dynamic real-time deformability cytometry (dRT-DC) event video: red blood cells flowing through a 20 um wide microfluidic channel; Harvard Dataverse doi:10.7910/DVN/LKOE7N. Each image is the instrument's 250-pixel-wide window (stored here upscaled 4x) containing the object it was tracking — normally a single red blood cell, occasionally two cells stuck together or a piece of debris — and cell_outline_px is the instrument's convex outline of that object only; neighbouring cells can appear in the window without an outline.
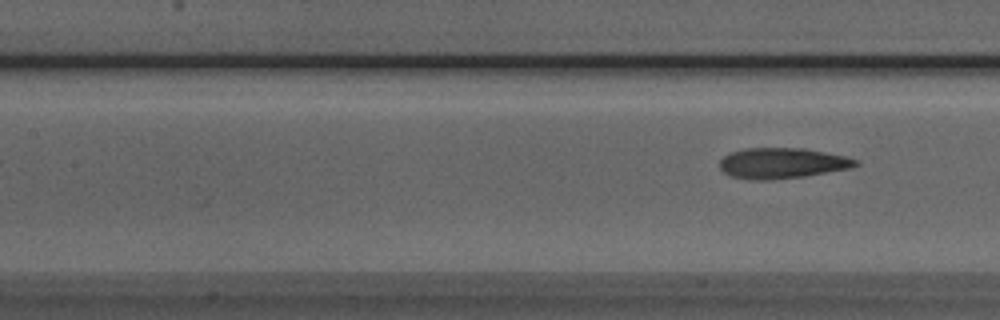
{"species": "Egyptian fruit bat (a non-hibernating species)", "species_latin": "Rousettus aegyptiacus", "temperature_condition": "room temperature", "stored_images_in_passage": 5, "camera_frame_rate_fps": 3000, "um_per_image_px": 0.085, "animal": {"sex": "male"}, "frame": {"image": 1, "passage_image": 5, "time_ms": 4.667, "image_size_px": [1000, 320], "cell_outline_px": [[860, 164], [852, 168], [804, 176], [768, 180], [752, 180], [732, 176], [724, 172], [720, 168], [720, 160], [724, 156], [732, 152], [744, 148], [804, 148], [844, 156], [856, 160]], "centroid_in_image_um": [66.48, 13.87], "position_along_channel_um": 140.9, "area_um2": 24.1}}